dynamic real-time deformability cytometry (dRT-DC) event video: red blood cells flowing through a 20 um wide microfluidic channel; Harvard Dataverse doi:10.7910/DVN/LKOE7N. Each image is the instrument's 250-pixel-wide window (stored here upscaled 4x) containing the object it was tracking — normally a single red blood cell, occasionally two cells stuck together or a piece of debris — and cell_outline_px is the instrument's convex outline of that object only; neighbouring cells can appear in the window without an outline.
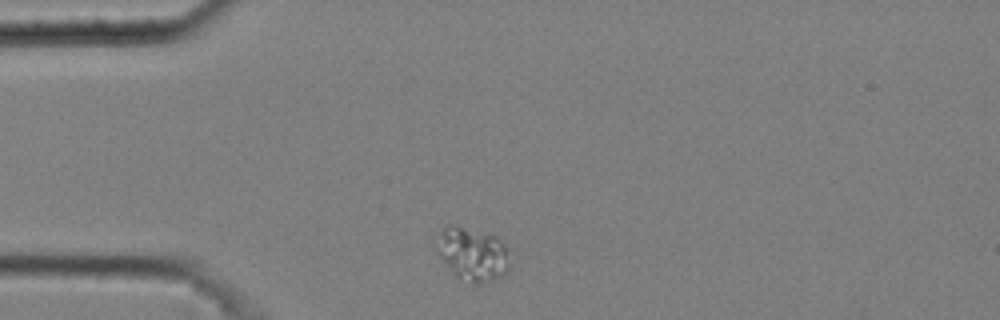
{"species": "common noctule bat (a hibernating species)", "species_latin": "Nyctalus noctula", "temperature_condition": "cold", "stored_images_in_passage": 4, "camera_frame_rate_fps": 3000, "um_per_image_px": 0.085, "animal": {"sex": "male", "body_mass_g": 20.4}, "frame": {"image": 1, "passage_image": 1, "time_ms": 0.0, "image_size_px": [1000, 320], "cell_outline_px": [[508, 272], [492, 280], [480, 284], [472, 284], [456, 276], [452, 272], [436, 252], [432, 244], [432, 236], [448, 224], [452, 224], [496, 236], [508, 248]], "centroid_in_image_um": [40.07, 21.56], "position_along_channel_um": 44.9, "area_um2": 23.35}}
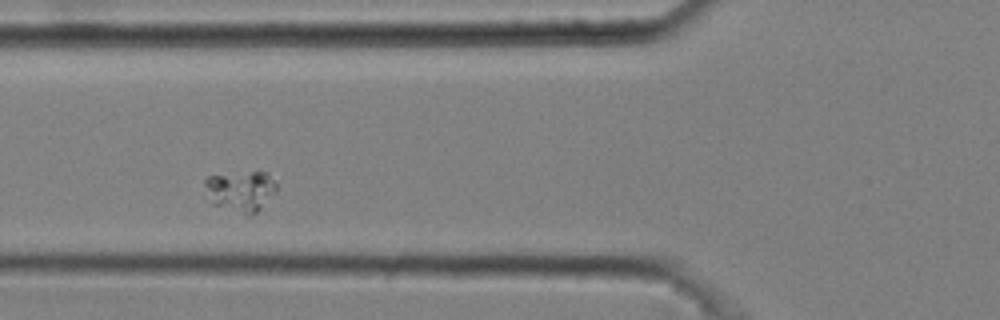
{"frame": {"image": 2, "passage_image": 3, "time_ms": 0.667, "image_size_px": [1000, 320], "cell_outline_px": [[276, 192], [256, 212], [248, 216], [212, 204], [204, 184], [204, 180], [208, 176], [252, 172], [268, 172], [276, 184]], "centroid_in_image_um": [20.47, 16.24], "position_along_channel_um": 105.3, "area_um2": 16.76}}
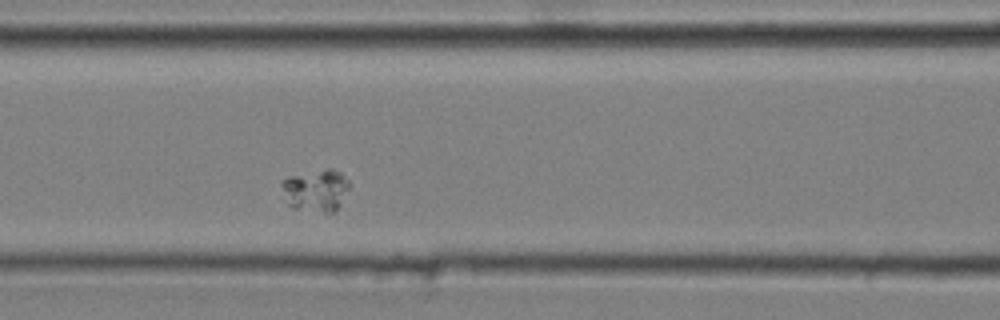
{"frame": {"image": 3, "passage_image": 4, "time_ms": 1.0, "image_size_px": [1000, 320], "cell_outline_px": [[348, 188], [340, 204], [328, 216], [292, 208], [280, 184], [288, 176], [328, 168], [332, 168], [340, 172], [348, 180]], "centroid_in_image_um": [26.86, 16.21], "position_along_channel_um": 139.7, "area_um2": 16.7}}